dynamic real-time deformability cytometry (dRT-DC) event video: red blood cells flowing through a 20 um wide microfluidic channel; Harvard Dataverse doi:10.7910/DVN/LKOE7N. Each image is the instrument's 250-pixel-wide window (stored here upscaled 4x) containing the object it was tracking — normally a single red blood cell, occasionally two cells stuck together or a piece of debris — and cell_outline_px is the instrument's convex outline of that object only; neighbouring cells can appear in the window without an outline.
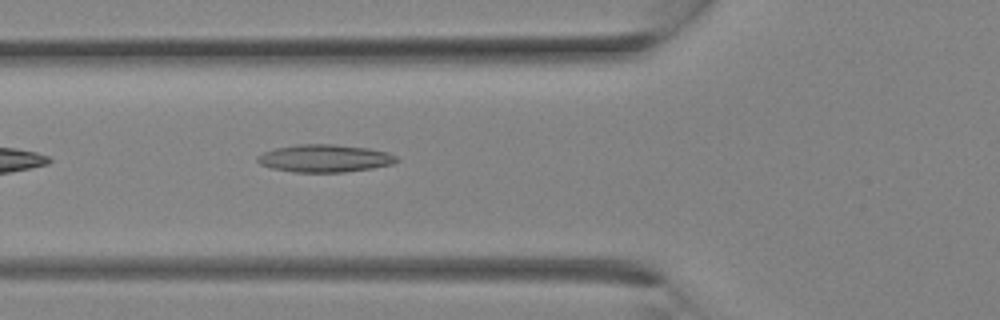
{"species": "Egyptian fruit bat (a non-hibernating species)", "species_latin": "Rousettus aegyptiacus", "temperature_condition": "room temperature", "stored_images_in_passage": 2, "camera_frame_rate_fps": 3000, "um_per_image_px": 0.085, "animal": {"sex": "female"}, "frame": {"image": 1, "passage_image": 2, "time_ms": 0.333, "image_size_px": [1000, 320], "cell_outline_px": [[400, 160], [392, 164], [372, 168], [344, 172], [292, 172], [272, 168], [260, 164], [256, 160], [256, 156], [264, 152], [276, 148], [296, 144], [332, 144], [368, 148], [388, 152], [396, 156]], "centroid_in_image_um": [27.59, 13.46], "position_along_channel_um": 98.2, "area_um2": 22.43}}